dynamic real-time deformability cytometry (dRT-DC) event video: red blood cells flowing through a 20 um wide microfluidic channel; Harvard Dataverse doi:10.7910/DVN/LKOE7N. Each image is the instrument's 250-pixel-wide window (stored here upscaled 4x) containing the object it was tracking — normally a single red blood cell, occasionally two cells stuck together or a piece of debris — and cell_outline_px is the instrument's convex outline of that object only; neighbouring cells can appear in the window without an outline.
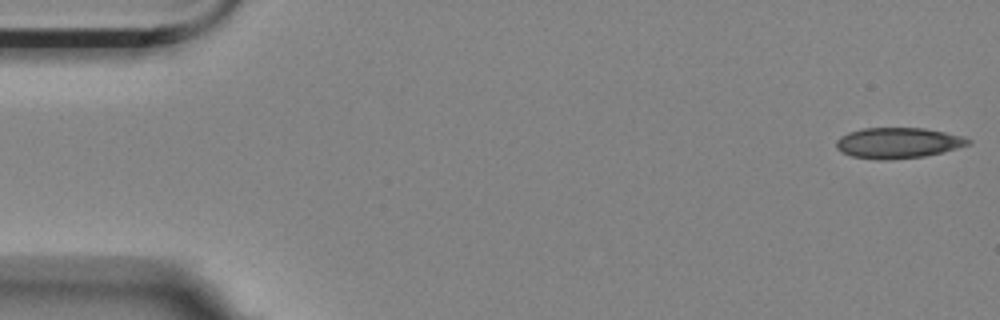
{"species": "Egyptian fruit bat (a non-hibernating species)", "species_latin": "Rousettus aegyptiacus", "temperature_condition": "room temperature", "stored_images_in_passage": 56, "camera_frame_rate_fps": 3000, "um_per_image_px": 0.085, "animal": {"sex": "female"}, "frame": {"image": 1, "passage_image": 1, "time_ms": 0.0, "image_size_px": [1000, 320], "cell_outline_px": [[972, 144], [924, 156], [888, 160], [876, 160], [852, 156], [840, 152], [836, 148], [836, 140], [840, 136], [848, 132], [864, 128], [924, 128], [964, 136], [972, 140]], "centroid_in_image_um": [76.31, 12.15], "position_along_channel_um": 8.7, "area_um2": 23.7}}
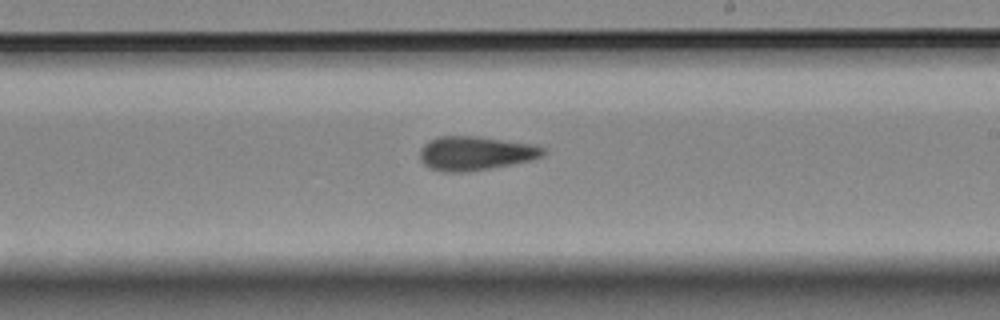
{"frame": {"image": 2, "passage_image": 32, "time_ms": 10.333, "image_size_px": [1000, 320], "cell_outline_px": [[544, 152], [540, 156], [528, 160], [488, 168], [464, 172], [444, 172], [428, 168], [420, 160], [420, 148], [428, 140], [440, 136], [476, 136], [532, 144], [544, 148]], "centroid_in_image_um": [40.31, 13.02], "position_along_channel_um": 248.7, "area_um2": 24.04}}
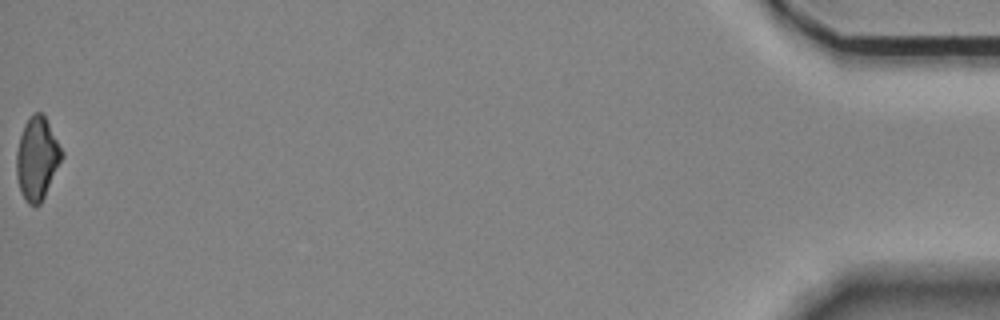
{"frame": {"image": 3, "passage_image": 56, "time_ms": 18.333, "image_size_px": [1000, 320], "cell_outline_px": [[64, 156], [40, 204], [28, 204], [24, 200], [20, 192], [16, 176], [16, 152], [20, 136], [24, 124], [36, 112], [44, 112], [64, 152]], "centroid_in_image_um": [3.16, 13.45], "position_along_channel_um": 432.0, "area_um2": 22.02}, "authors_computed_cell_mechanics": {"area_um2": 23.698, "velocity_mm_per_s": 3.5209, "shape_relaxation_time_tau1_ms": null, "shape_relaxation_time_tau2_ms": 6.1081, "deformation_change_tau1": null, "deformation_change_tau2": 0.1405}}